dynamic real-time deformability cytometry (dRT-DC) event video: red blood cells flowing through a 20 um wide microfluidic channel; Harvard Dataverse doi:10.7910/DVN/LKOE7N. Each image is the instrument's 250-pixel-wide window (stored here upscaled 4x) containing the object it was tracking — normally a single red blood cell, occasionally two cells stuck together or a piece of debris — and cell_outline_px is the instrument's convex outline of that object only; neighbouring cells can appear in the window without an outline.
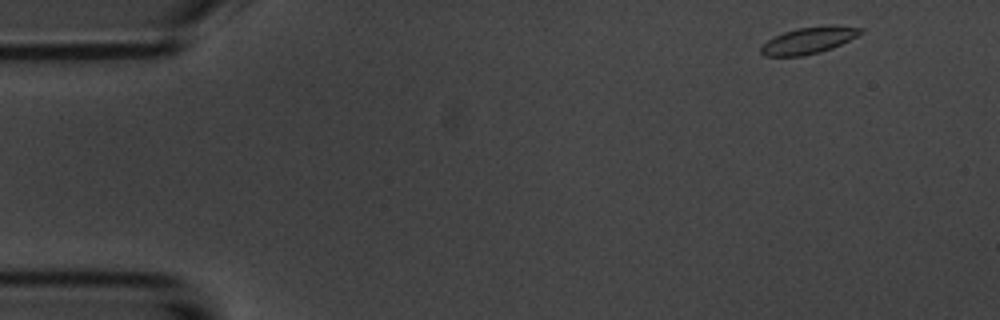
{"species": "common noctule bat (a hibernating species)", "species_latin": "Nyctalus noctula", "temperature_condition": "room temperature", "stored_images_in_passage": 5, "camera_frame_rate_fps": 3000, "um_per_image_px": 0.085, "animal": {"sex": "male", "body_mass_g": 20.1, "forearm_length_mm": 53.5}, "frame": {"image": 1, "passage_image": 1, "time_ms": 0.0, "image_size_px": [1000, 320], "cell_outline_px": [[864, 32], [832, 48], [820, 52], [804, 56], [764, 56], [760, 52], [760, 48], [772, 36], [796, 28], [832, 24], [864, 28]], "centroid_in_image_um": [68.74, 3.42], "position_along_channel_um": 16.3, "area_um2": 15.61}}
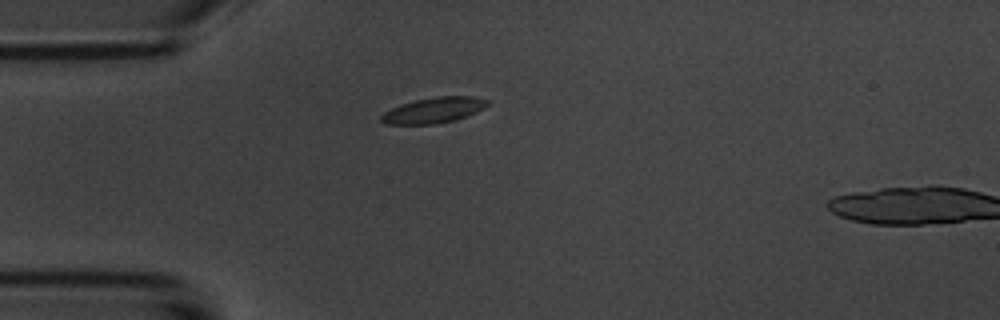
{"frame": {"image": 2, "passage_image": 4, "time_ms": 3.333, "image_size_px": [1000, 320], "cell_outline_px": [[492, 100], [484, 108], [476, 112], [452, 120], [432, 124], [384, 124], [380, 120], [380, 116], [384, 112], [400, 104], [416, 100], [436, 96], [472, 96]], "centroid_in_image_um": [36.86, 9.35], "position_along_channel_um": 48.1, "area_um2": 15.78}}